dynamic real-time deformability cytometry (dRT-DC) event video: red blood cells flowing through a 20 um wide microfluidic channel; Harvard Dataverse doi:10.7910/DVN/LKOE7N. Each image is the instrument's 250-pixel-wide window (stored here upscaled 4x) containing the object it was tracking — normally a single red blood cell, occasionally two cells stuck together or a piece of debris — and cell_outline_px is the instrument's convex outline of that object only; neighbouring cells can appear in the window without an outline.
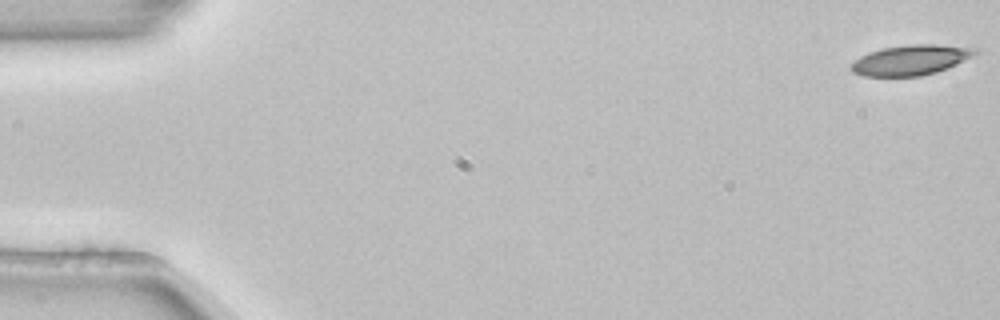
{"species": "common noctule bat (a hibernating species)", "species_latin": "Nyctalus noctula", "temperature_condition": "room temperature", "stored_images_in_passage": 54, "camera_frame_rate_fps": 3000, "um_per_image_px": 0.085, "animal": {"sex": "female", "body_mass_g": 22.7, "forearm_length_mm": 54.2}, "frame": {"image": 1, "passage_image": 1, "time_ms": 0.0, "image_size_px": [1000, 320], "cell_outline_px": [[976, 52], [972, 56], [948, 68], [936, 72], [920, 76], [864, 76], [852, 72], [852, 64], [860, 56], [868, 52], [884, 48], [912, 44], [936, 44], [976, 48]], "centroid_in_image_um": [77.4, 5.1], "position_along_channel_um": 7.6, "area_um2": 21.5}}
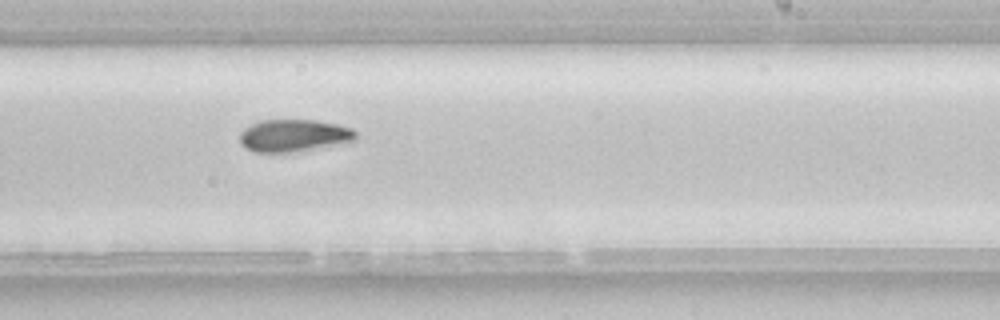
{"frame": {"image": 2, "passage_image": 33, "time_ms": 10.667, "image_size_px": [1000, 320], "cell_outline_px": [[356, 140], [348, 144], [300, 152], [256, 152], [244, 148], [240, 144], [240, 132], [244, 128], [260, 120], [316, 120], [340, 124], [352, 128], [356, 132]], "centroid_in_image_um": [25.05, 11.54], "position_along_channel_um": 264.0, "area_um2": 22.6}}
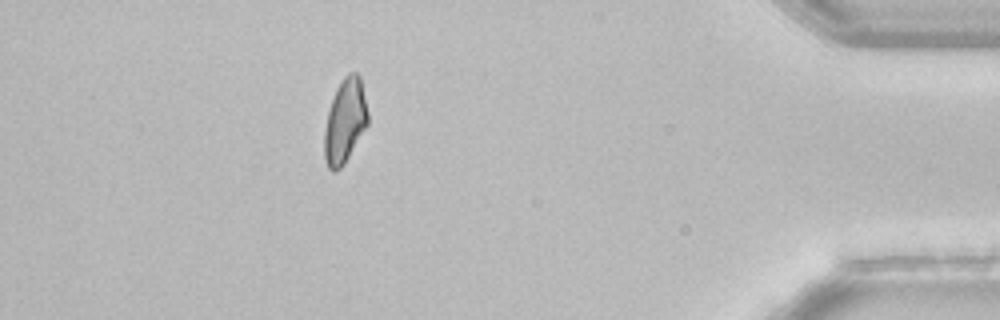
{"frame": {"image": 3, "passage_image": 48, "time_ms": 15.667, "image_size_px": [1000, 320], "cell_outline_px": [[368, 124], [344, 164], [340, 168], [332, 172], [328, 168], [324, 156], [324, 132], [328, 112], [336, 88], [344, 76], [348, 72], [356, 72], [360, 76], [368, 112]], "centroid_in_image_um": [29.32, 10.28], "position_along_channel_um": 405.9, "area_um2": 21.27}, "authors_computed_cell_mechanics": {"area_um2": 21.6172, "velocity_mm_per_s": 3.846, "shape_relaxation_time_tau1_ms": 3.0915, "shape_relaxation_time_tau2_ms": null, "deformation_change_tau1": 0.1001, "deformation_change_tau2": null}}